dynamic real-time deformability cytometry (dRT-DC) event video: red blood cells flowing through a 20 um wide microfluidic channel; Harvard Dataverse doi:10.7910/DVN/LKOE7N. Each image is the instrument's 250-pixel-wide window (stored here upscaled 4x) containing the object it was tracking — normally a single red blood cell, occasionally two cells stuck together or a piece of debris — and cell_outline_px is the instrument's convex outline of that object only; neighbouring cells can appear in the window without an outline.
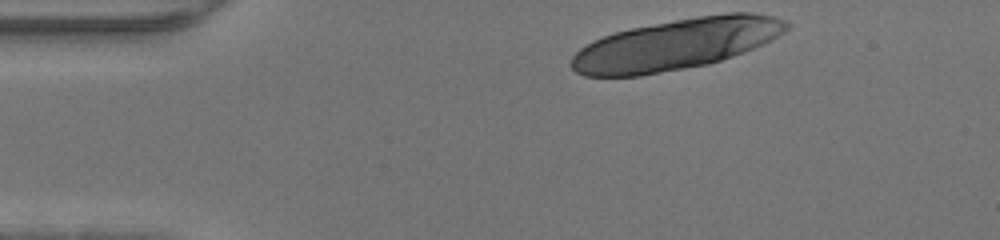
{"species": "human", "species_latin": "Homo sapiens", "temperature_condition": "warm", "stored_images_in_passage": 10, "camera_frame_rate_fps": 3000, "um_per_image_px": 0.085, "donor": {"sex": "male"}, "frame": {"image": 1, "passage_image": 1, "time_ms": 0.0, "image_size_px": [1000, 240], "cell_outline_px": [[792, 24], [784, 32], [772, 40], [764, 44], [744, 52], [708, 64], [640, 76], [584, 76], [576, 72], [572, 68], [572, 56], [580, 48], [592, 40], [616, 32], [632, 28], [696, 16], [728, 12], [752, 12], [772, 16], [788, 20]], "centroid_in_image_um": [57.51, 3.76], "position_along_channel_um": 27.5, "area_um2": 63.87}}